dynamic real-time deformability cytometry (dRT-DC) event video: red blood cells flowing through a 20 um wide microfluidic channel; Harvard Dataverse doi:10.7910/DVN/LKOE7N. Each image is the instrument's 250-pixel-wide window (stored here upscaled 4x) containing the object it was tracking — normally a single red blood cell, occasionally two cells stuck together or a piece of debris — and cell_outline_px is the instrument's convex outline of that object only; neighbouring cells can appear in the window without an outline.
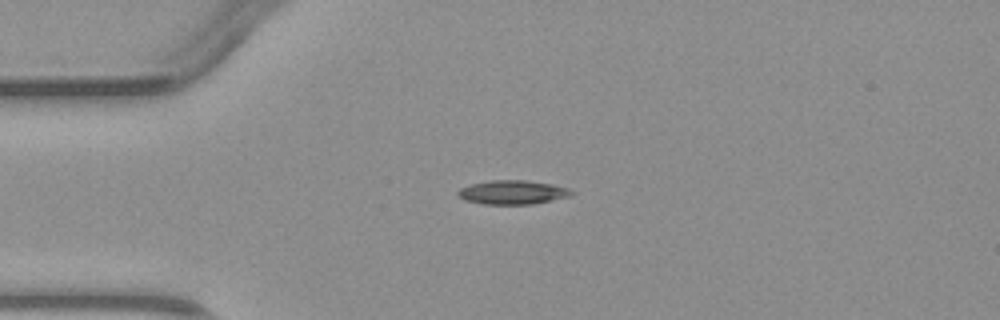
{"species": "common noctule bat (a hibernating species)", "species_latin": "Nyctalus noctula", "temperature_condition": "warm", "stored_images_in_passage": 2, "camera_frame_rate_fps": 3000, "um_per_image_px": 0.085, "animal": {"sex": "male", "body_mass_g": 23.1, "forearm_length_mm": 52.7}, "frame": {"image": 1, "passage_image": 1, "time_ms": 0.0, "image_size_px": [1000, 320], "cell_outline_px": [[576, 192], [572, 196], [532, 204], [484, 204], [464, 200], [456, 192], [460, 188], [472, 184], [492, 180], [524, 180], [552, 184], [568, 188]], "centroid_in_image_um": [43.61, 16.35], "position_along_channel_um": 41.4, "area_um2": 15.84}}
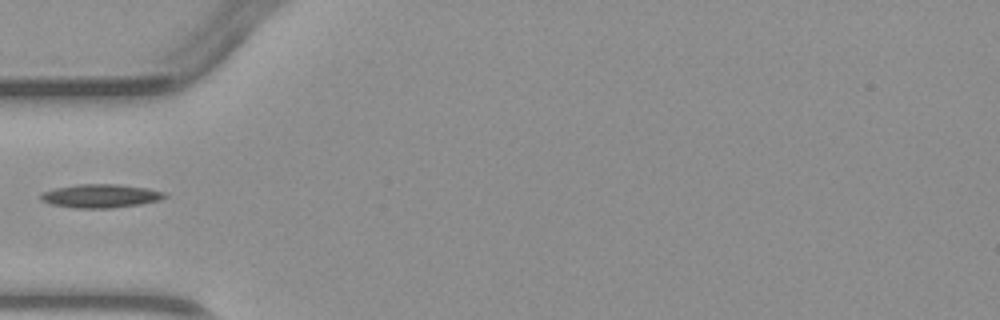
{"frame": {"image": 2, "passage_image": 2, "time_ms": 1.333, "image_size_px": [1000, 320], "cell_outline_px": [[168, 196], [160, 200], [140, 204], [112, 208], [72, 208], [52, 204], [40, 200], [40, 192], [56, 188], [76, 184], [116, 184], [144, 188], [164, 192]], "centroid_in_image_um": [8.51, 16.66], "position_along_channel_um": 76.5, "area_um2": 16.99}}